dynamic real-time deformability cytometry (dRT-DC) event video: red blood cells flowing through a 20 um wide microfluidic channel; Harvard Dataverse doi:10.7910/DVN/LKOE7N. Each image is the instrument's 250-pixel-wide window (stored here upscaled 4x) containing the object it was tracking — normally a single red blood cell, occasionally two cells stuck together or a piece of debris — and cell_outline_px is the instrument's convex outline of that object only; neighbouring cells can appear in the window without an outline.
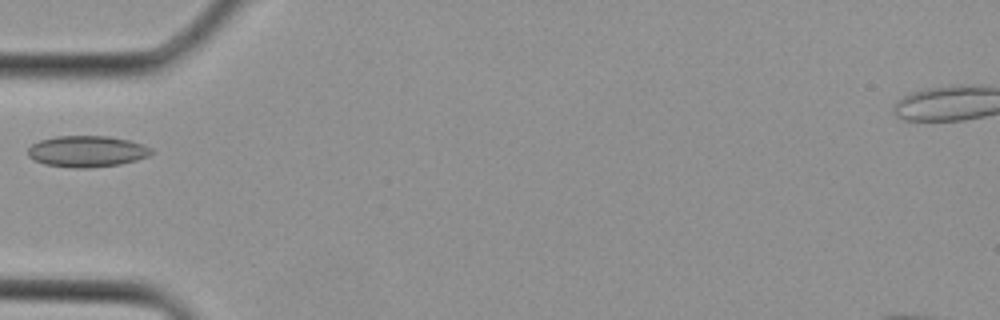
{"species": "Egyptian fruit bat (a non-hibernating species)", "species_latin": "Rousettus aegyptiacus", "temperature_condition": "cold", "stored_images_in_passage": 3, "camera_frame_rate_fps": 3000, "um_per_image_px": 0.085, "animal": {"sex": "female"}, "frame": {"image": 1, "passage_image": 3, "time_ms": 0.667, "image_size_px": [1000, 320], "cell_outline_px": [[152, 152], [148, 156], [136, 160], [120, 164], [88, 168], [72, 168], [44, 164], [28, 156], [28, 148], [32, 144], [40, 140], [56, 136], [108, 136], [128, 140], [152, 148]], "centroid_in_image_um": [7.37, 12.87], "position_along_channel_um": 77.6, "area_um2": 22.37}}